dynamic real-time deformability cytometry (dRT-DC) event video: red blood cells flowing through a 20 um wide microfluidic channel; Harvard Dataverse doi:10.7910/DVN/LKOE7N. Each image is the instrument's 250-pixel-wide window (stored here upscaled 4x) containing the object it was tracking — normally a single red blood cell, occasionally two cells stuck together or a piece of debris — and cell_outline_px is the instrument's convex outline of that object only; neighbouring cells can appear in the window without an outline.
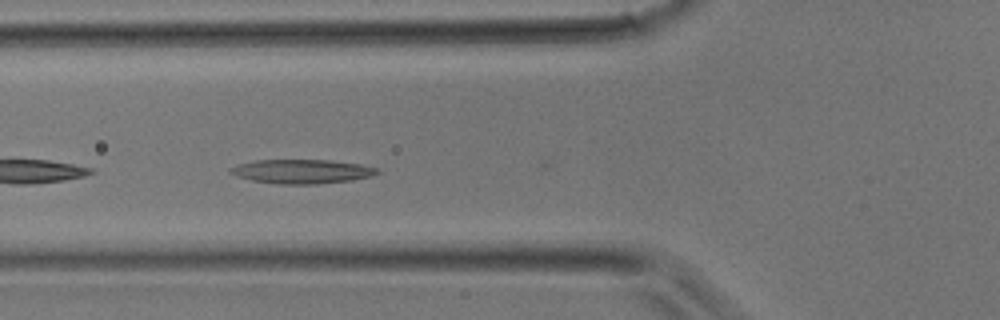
{"species": "common noctule bat (a hibernating species)", "species_latin": "Nyctalus noctula", "temperature_condition": "room temperature", "stored_images_in_passage": 4, "camera_frame_rate_fps": 3000, "um_per_image_px": 0.085, "animal": {"sex": "male", "body_mass_g": 17.9}, "frame": {"image": 1, "passage_image": 4, "time_ms": 1.0, "image_size_px": [1000, 320], "cell_outline_px": [[380, 172], [372, 176], [352, 180], [316, 184], [276, 184], [252, 180], [236, 176], [228, 172], [228, 168], [236, 164], [256, 160], [332, 160], [360, 164], [380, 168]], "centroid_in_image_um": [25.65, 14.57], "position_along_channel_um": 100.2, "area_um2": 20.87}}